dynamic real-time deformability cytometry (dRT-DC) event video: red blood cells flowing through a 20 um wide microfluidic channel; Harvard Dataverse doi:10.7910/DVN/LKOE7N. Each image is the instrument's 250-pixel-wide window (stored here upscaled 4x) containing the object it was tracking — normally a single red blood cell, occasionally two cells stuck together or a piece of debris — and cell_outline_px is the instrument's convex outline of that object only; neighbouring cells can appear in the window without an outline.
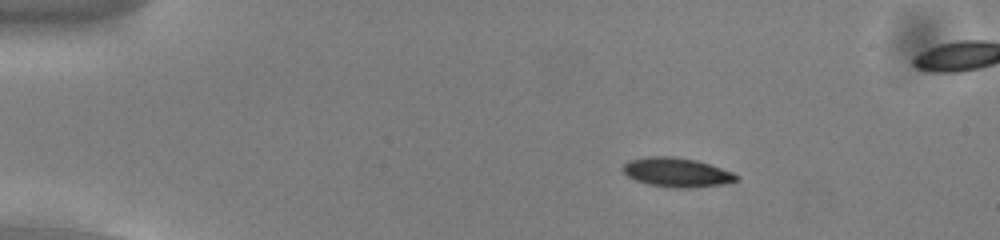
{"species": "common noctule bat (a hibernating species)", "species_latin": "Nyctalus noctula", "temperature_condition": "cold", "stored_images_in_passage": 51, "segment_of_instrument_passage": [1, 2], "camera_frame_rate_fps": 3000, "um_per_image_px": 0.085, "animal": {"sex": "male", "body_mass_g": 13.0, "forearm_length_mm": 53.1}, "frame": {"image": 1, "passage_image": 5, "time_ms": 1.333, "image_size_px": [1000, 240], "cell_outline_px": [[740, 176], [736, 180], [720, 184], [688, 188], [676, 188], [648, 184], [636, 180], [628, 176], [620, 168], [628, 160], [648, 156], [672, 156], [696, 160], [732, 172]], "centroid_in_image_um": [57.47, 14.64], "position_along_channel_um": 27.5, "area_um2": 19.13}}
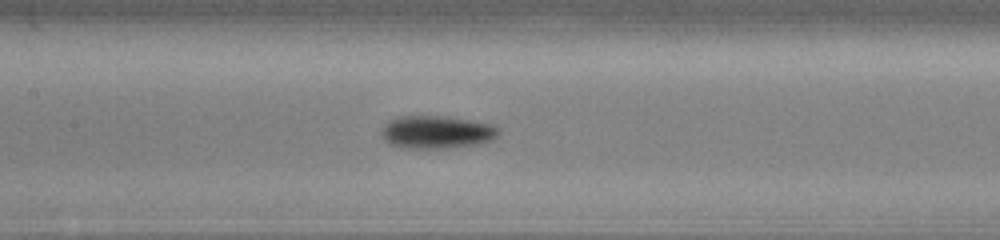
{"frame": {"image": 2, "passage_image": 22, "time_ms": 7.0, "image_size_px": [1000, 240], "cell_outline_px": [[500, 132], [492, 140], [480, 144], [448, 148], [404, 148], [388, 144], [380, 136], [380, 128], [388, 120], [396, 116], [444, 116], [492, 124]], "centroid_in_image_um": [37.04, 11.23], "position_along_channel_um": 170.4, "area_um2": 22.72}}
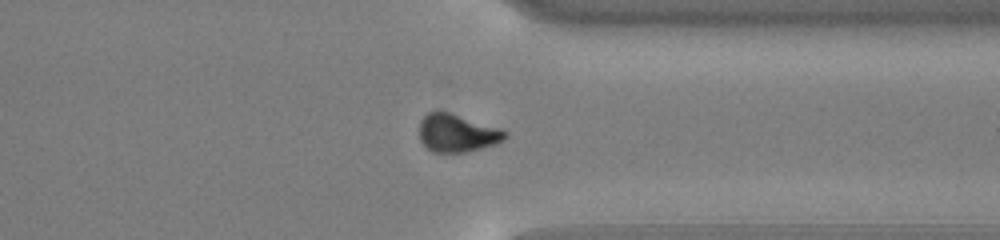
{"frame": {"image": 3, "passage_image": 38, "time_ms": 12.333, "image_size_px": [1000, 240], "cell_outline_px": [[508, 136], [504, 140], [496, 144], [464, 152], [432, 152], [420, 140], [420, 120], [428, 112], [436, 108], [440, 108], [504, 128], [508, 132]], "centroid_in_image_um": [38.89, 11.25], "position_along_channel_um": 372.5, "area_um2": 19.71}}